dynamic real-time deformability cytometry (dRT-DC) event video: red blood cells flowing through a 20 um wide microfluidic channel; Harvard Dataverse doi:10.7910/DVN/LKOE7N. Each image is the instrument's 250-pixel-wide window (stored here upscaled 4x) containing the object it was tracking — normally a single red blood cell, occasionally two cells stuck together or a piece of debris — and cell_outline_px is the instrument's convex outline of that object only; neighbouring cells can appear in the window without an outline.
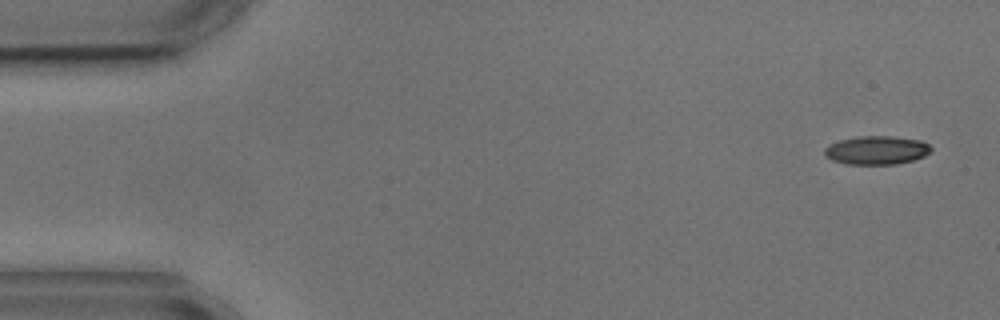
{"species": "common noctule bat (a hibernating species)", "species_latin": "Nyctalus noctula", "temperature_condition": "cold", "stored_images_in_passage": 6, "camera_frame_rate_fps": 3000, "um_per_image_px": 0.085, "animal": {"sex": "male", "body_mass_g": 17.9, "forearm_length_mm": 54.2}, "frame": {"image": 1, "passage_image": 1, "time_ms": 0.0, "image_size_px": [1000, 320], "cell_outline_px": [[932, 152], [924, 156], [912, 160], [896, 164], [844, 164], [832, 160], [824, 152], [824, 148], [828, 144], [840, 140], [860, 136], [892, 136], [920, 140], [928, 144], [932, 148]], "centroid_in_image_um": [74.52, 12.76], "position_along_channel_um": 10.5, "area_um2": 17.74}}
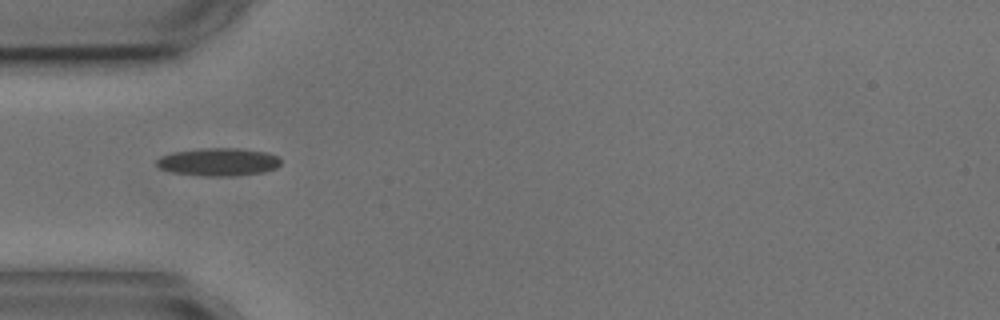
{"frame": {"image": 2, "passage_image": 5, "time_ms": 4.667, "image_size_px": [1000, 320], "cell_outline_px": [[280, 164], [276, 168], [264, 172], [232, 176], [208, 176], [172, 172], [160, 168], [156, 164], [156, 160], [160, 156], [172, 152], [208, 148], [240, 148], [268, 152], [280, 156]], "centroid_in_image_um": [18.61, 13.76], "position_along_channel_um": 66.4, "area_um2": 20.23}}